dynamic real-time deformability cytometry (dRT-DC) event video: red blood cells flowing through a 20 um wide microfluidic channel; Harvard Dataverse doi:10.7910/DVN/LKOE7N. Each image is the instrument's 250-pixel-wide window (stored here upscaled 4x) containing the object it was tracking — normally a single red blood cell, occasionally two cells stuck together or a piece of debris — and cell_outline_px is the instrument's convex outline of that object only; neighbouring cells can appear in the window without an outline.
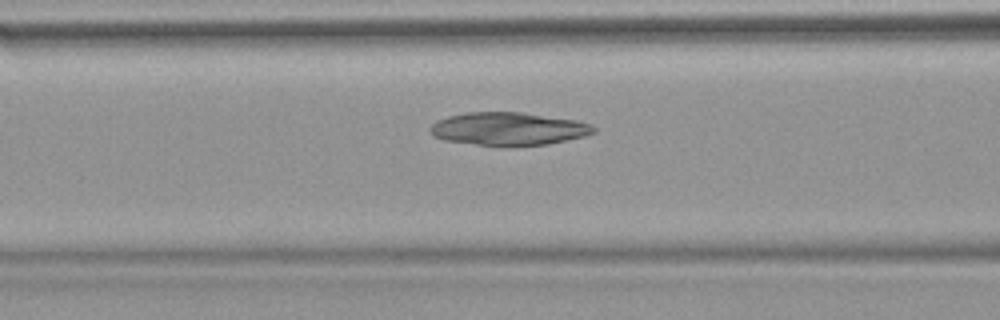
{"species": "common noctule bat (a hibernating species)", "species_latin": "Nyctalus noctula", "temperature_condition": "warm", "stored_images_in_passage": 47, "camera_frame_rate_fps": 3000, "um_per_image_px": 0.085, "animal": {"sex": "female", "body_mass_g": 18.4}, "frame": {"image": 1, "passage_image": 16, "time_ms": 5.0, "image_size_px": [1000, 320], "cell_outline_px": [[596, 132], [584, 136], [548, 144], [476, 144], [444, 140], [432, 136], [428, 128], [436, 120], [448, 116], [468, 112], [524, 112], [576, 120], [592, 124], [596, 128]], "centroid_in_image_um": [43.21, 10.92], "position_along_channel_um": 123.4, "area_um2": 31.04}}
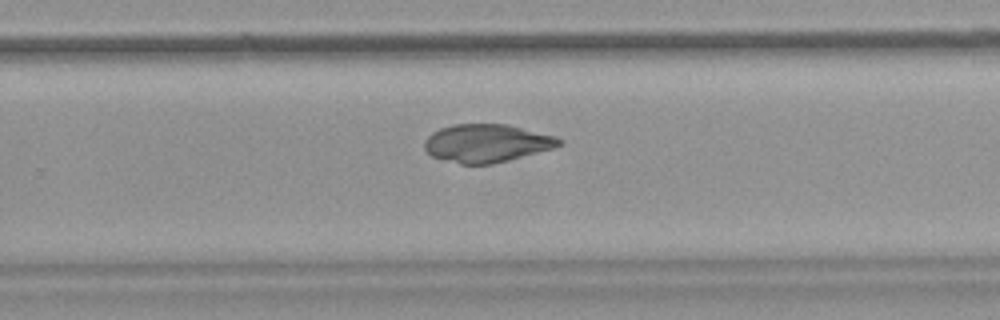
{"frame": {"image": 2, "passage_image": 29, "time_ms": 9.333, "image_size_px": [1000, 320], "cell_outline_px": [[564, 144], [556, 148], [492, 164], [460, 164], [432, 156], [424, 148], [424, 140], [432, 132], [440, 128], [452, 124], [508, 124], [556, 136], [564, 140]], "centroid_in_image_um": [41.41, 12.16], "position_along_channel_um": 288.4, "area_um2": 30.11}}
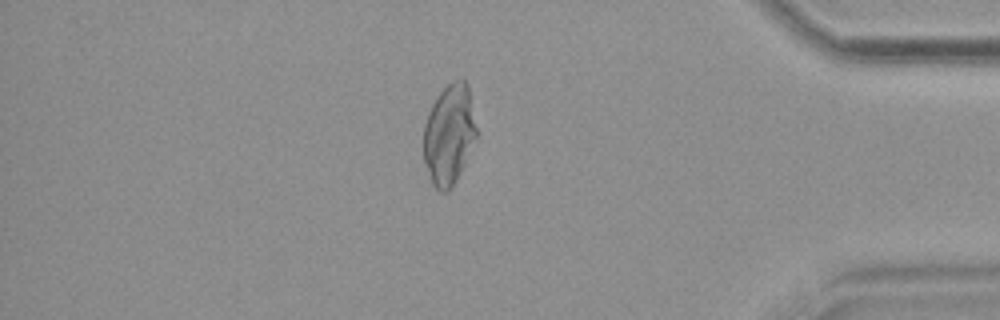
{"frame": {"image": 3, "passage_image": 40, "time_ms": 13.0, "image_size_px": [1000, 320], "cell_outline_px": [[476, 136], [460, 172], [456, 180], [444, 192], [440, 192], [432, 184], [424, 160], [424, 124], [428, 112], [432, 104], [440, 92], [452, 80], [464, 80], [468, 84], [476, 128]], "centroid_in_image_um": [38.15, 11.4], "position_along_channel_um": 397.0, "area_um2": 30.29}}